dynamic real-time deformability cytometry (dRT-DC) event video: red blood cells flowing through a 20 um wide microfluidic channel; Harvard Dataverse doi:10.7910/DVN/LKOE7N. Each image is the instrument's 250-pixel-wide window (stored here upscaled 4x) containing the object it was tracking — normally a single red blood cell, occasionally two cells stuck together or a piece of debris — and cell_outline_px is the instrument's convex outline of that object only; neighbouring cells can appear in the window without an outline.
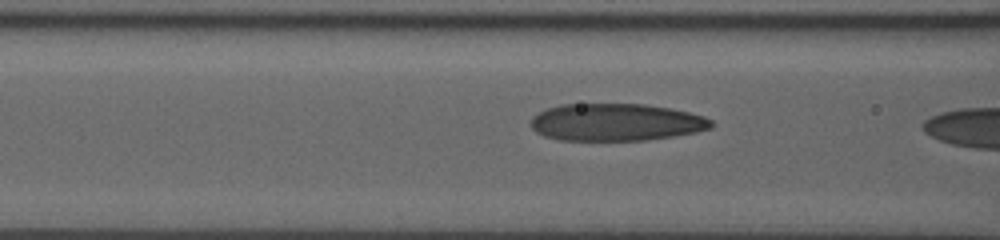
{"species": "human", "species_latin": "Homo sapiens", "temperature_condition": "room temperature", "stored_images_in_passage": 14, "camera_frame_rate_fps": 3000, "um_per_image_px": 0.085, "donor": {"sex": "male"}, "frame": {"image": 1, "passage_image": 5, "time_ms": 1.333, "image_size_px": [1000, 240], "cell_outline_px": [[712, 128], [696, 132], [672, 136], [644, 140], [560, 140], [544, 136], [536, 132], [532, 128], [532, 116], [548, 108], [560, 104], [644, 104], [668, 108], [688, 112], [704, 116], [712, 120]], "centroid_in_image_um": [52.36, 10.39], "position_along_channel_um": 114.2, "area_um2": 39.07}}
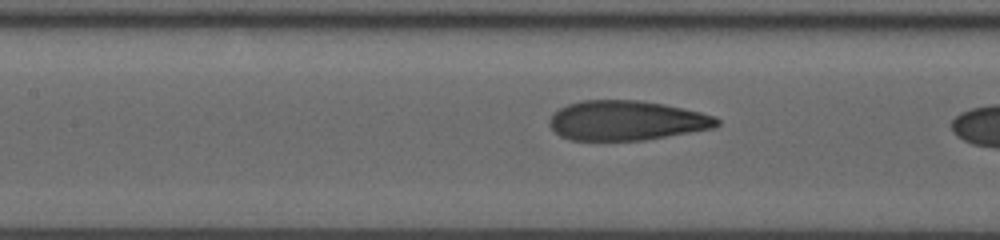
{"frame": {"image": 2, "passage_image": 8, "time_ms": 2.333, "image_size_px": [1000, 240], "cell_outline_px": [[720, 124], [716, 128], [644, 140], [572, 140], [560, 136], [548, 124], [548, 120], [552, 112], [568, 104], [580, 100], [640, 100], [664, 104], [700, 112], [716, 116], [720, 120]], "centroid_in_image_um": [53.26, 10.24], "position_along_channel_um": 154.1, "area_um2": 39.02}}